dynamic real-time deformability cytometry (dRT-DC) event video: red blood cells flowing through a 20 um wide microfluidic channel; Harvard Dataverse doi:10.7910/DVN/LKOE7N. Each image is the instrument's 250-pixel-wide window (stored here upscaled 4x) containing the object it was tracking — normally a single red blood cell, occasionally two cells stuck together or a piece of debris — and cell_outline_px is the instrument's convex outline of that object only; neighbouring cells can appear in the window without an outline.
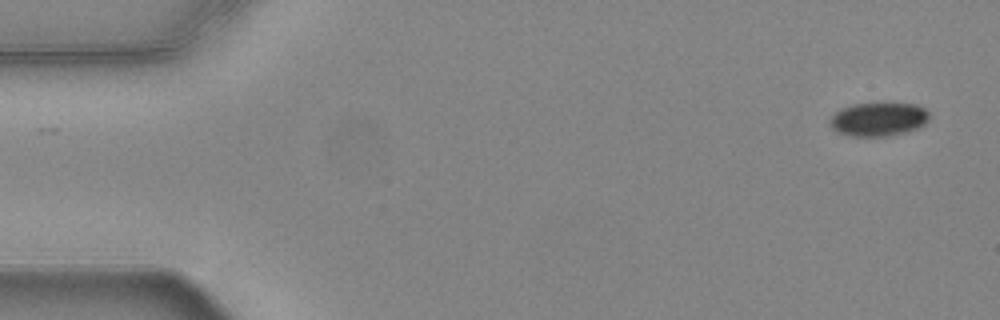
{"species": "common noctule bat (a hibernating species)", "species_latin": "Nyctalus noctula", "temperature_condition": "warm", "stored_images_in_passage": 54, "camera_frame_rate_fps": 3000, "um_per_image_px": 0.085, "animal": {"sex": "female", "body_mass_g": 24.6, "forearm_length_mm": 56.2}, "frame": {"image": 1, "passage_image": 1, "time_ms": 0.0, "image_size_px": [1000, 320], "cell_outline_px": [[928, 120], [924, 124], [916, 128], [904, 132], [888, 136], [848, 136], [836, 132], [828, 124], [832, 116], [836, 112], [852, 104], [916, 104], [924, 108], [928, 112]], "centroid_in_image_um": [74.63, 10.15], "position_along_channel_um": 10.4, "area_um2": 19.25}}
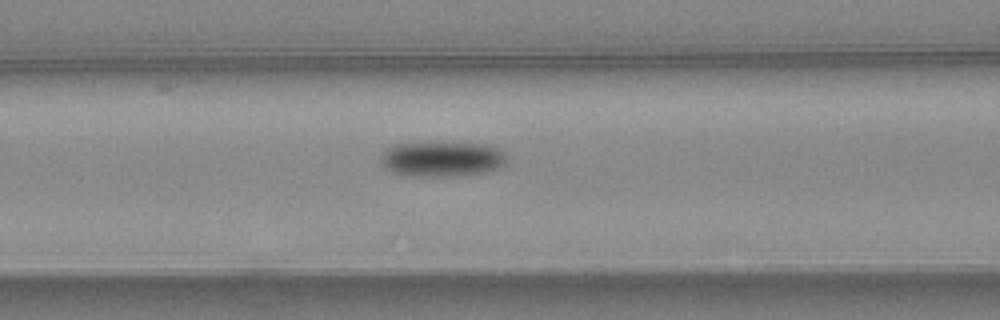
{"frame": {"image": 2, "passage_image": 21, "time_ms": 6.667, "image_size_px": [1000, 320], "cell_outline_px": [[508, 160], [500, 168], [484, 172], [464, 176], [404, 176], [388, 172], [380, 164], [380, 156], [388, 148], [396, 144], [484, 144], [500, 148], [508, 156]], "centroid_in_image_um": [37.57, 13.56], "position_along_channel_um": 129.0, "area_um2": 25.95}}
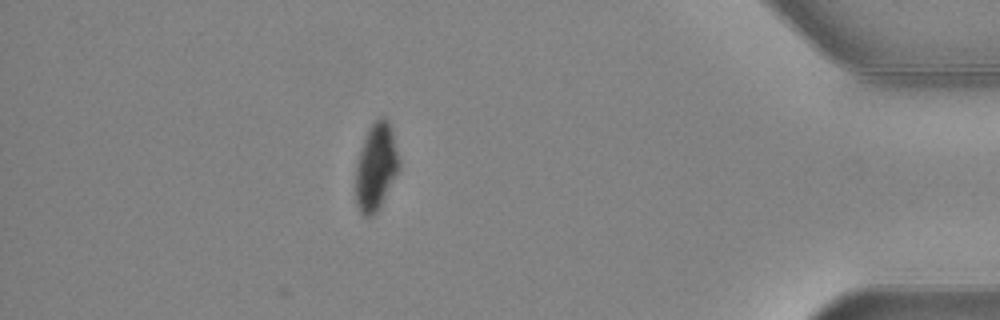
{"frame": {"image": 3, "passage_image": 47, "time_ms": 15.333, "image_size_px": [1000, 320], "cell_outline_px": [[400, 168], [380, 208], [368, 220], [360, 212], [356, 204], [356, 164], [364, 140], [372, 124], [380, 116], [384, 116], [388, 120], [392, 132], [400, 160]], "centroid_in_image_um": [31.97, 14.24], "position_along_channel_um": 403.2, "area_um2": 22.02}, "authors_computed_cell_mechanics": {"area_um2": 24.0159, "velocity_mm_per_s": 3.7323, "shape_relaxation_time_tau1_ms": 4.4507, "shape_relaxation_time_tau2_ms": null, "deformation_change_tau1": 0.1255, "deformation_change_tau2": null}}